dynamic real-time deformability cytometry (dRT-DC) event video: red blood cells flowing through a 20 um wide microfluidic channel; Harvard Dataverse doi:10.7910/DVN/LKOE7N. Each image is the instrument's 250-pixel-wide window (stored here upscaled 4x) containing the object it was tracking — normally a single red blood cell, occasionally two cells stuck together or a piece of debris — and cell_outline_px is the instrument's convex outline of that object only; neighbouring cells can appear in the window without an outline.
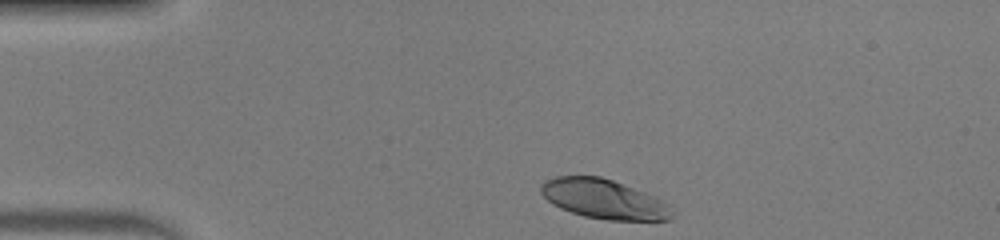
{"species": "human", "species_latin": "Homo sapiens", "temperature_condition": "warm", "stored_images_in_passage": 35, "camera_frame_rate_fps": 3000, "um_per_image_px": 0.085, "donor": {"sex": "male"}, "frame": {"image": 1, "passage_image": 1, "time_ms": 0.0, "image_size_px": [1000, 240], "cell_outline_px": [[676, 216], [672, 220], [608, 220], [584, 216], [560, 208], [552, 204], [540, 192], [540, 184], [544, 180], [556, 176], [600, 176], [612, 180], [656, 196], [668, 204]], "centroid_in_image_um": [51.35, 16.92], "position_along_channel_um": 33.7, "area_um2": 30.35}}
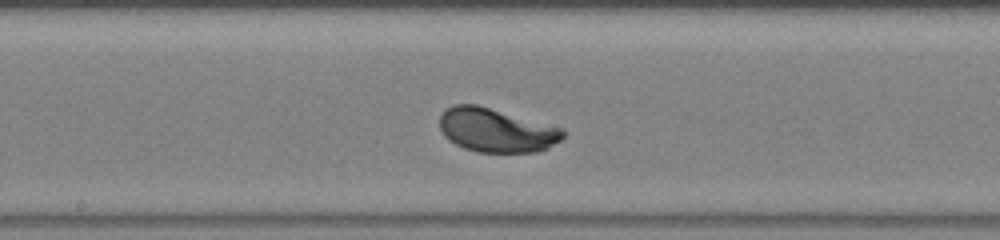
{"frame": {"image": 2, "passage_image": 18, "time_ms": 5.667, "image_size_px": [1000, 240], "cell_outline_px": [[564, 136], [560, 140], [548, 148], [536, 152], [476, 152], [464, 148], [448, 140], [444, 136], [440, 128], [440, 116], [452, 104], [476, 104], [564, 128]], "centroid_in_image_um": [42.18, 11.07], "position_along_channel_um": 206.0, "area_um2": 31.5}}
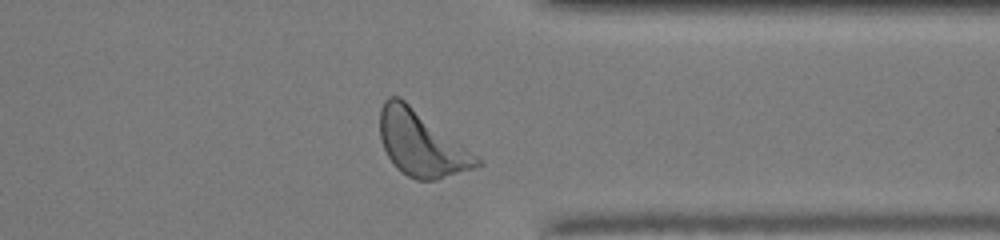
{"frame": {"image": 3, "passage_image": 31, "time_ms": 10.0, "image_size_px": [1000, 240], "cell_outline_px": [[484, 164], [476, 168], [436, 180], [416, 180], [400, 172], [396, 168], [388, 156], [384, 148], [380, 136], [380, 108], [384, 100], [388, 96], [400, 96], [476, 156]], "centroid_in_image_um": [35.77, 12.21], "position_along_channel_um": 375.6, "area_um2": 36.41}, "authors_computed_cell_mechanics": {"area_um2": 31.3854, "velocity_mm_per_s": 3.9929, "shape_relaxation_time_tau1_ms": 1.6616, "shape_relaxation_time_tau2_ms": null, "deformation_change_tau1": 0.1684, "deformation_change_tau2": null}}